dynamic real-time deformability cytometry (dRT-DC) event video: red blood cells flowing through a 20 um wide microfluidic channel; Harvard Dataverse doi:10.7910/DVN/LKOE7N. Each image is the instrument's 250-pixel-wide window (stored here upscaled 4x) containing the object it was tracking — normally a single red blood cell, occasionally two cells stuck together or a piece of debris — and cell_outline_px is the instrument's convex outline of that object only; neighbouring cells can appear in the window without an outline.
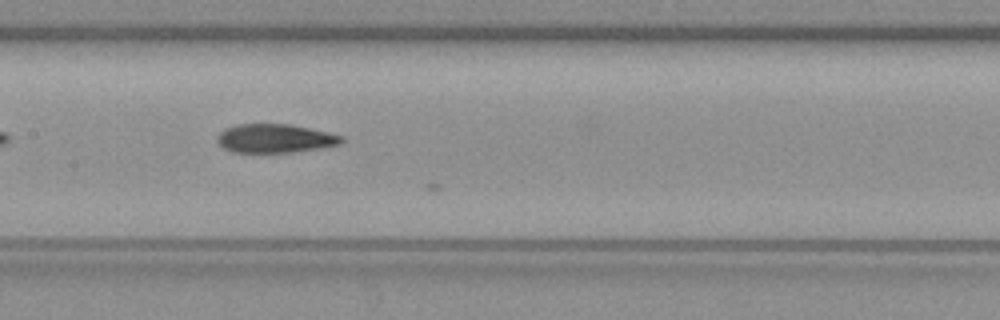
{"species": "common noctule bat (a hibernating species)", "species_latin": "Nyctalus noctula", "temperature_condition": "warm", "stored_images_in_passage": 13, "camera_frame_rate_fps": 3000, "um_per_image_px": 0.085, "animal": {"sex": "female", "body_mass_g": 19.3, "forearm_length_mm": 54.1}, "frame": {"image": 1, "passage_image": 12, "time_ms": 3.667, "image_size_px": [1000, 320], "cell_outline_px": [[344, 140], [340, 144], [324, 148], [292, 152], [232, 152], [224, 148], [216, 140], [216, 136], [224, 128], [236, 124], [292, 124], [328, 132], [344, 136]], "centroid_in_image_um": [23.39, 11.76], "position_along_channel_um": 184.0, "area_um2": 21.04}}